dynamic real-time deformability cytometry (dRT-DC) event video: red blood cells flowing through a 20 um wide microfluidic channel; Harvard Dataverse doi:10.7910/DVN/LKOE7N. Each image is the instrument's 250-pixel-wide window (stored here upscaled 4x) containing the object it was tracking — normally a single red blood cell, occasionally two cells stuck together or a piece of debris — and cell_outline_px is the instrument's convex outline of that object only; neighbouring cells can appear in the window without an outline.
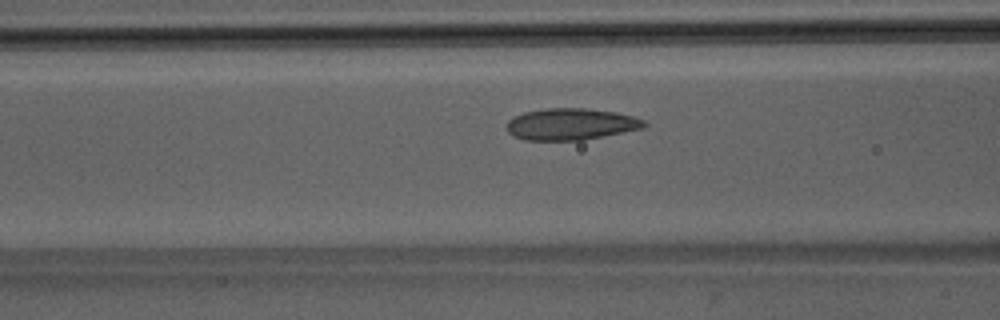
{"species": "Egyptian fruit bat (a non-hibernating species)", "species_latin": "Rousettus aegyptiacus", "temperature_condition": "room temperature", "stored_images_in_passage": 40, "camera_frame_rate_fps": 3000, "um_per_image_px": 0.085, "animal": {"sex": "male"}, "frame": {"image": 1, "passage_image": 10, "time_ms": 3.0, "image_size_px": [1000, 320], "cell_outline_px": [[648, 124], [644, 128], [580, 140], [524, 140], [512, 136], [508, 132], [508, 120], [524, 112], [544, 108], [584, 108], [616, 112], [632, 116], [644, 120]], "centroid_in_image_um": [48.52, 10.55], "position_along_channel_um": 118.1, "area_um2": 25.2}}
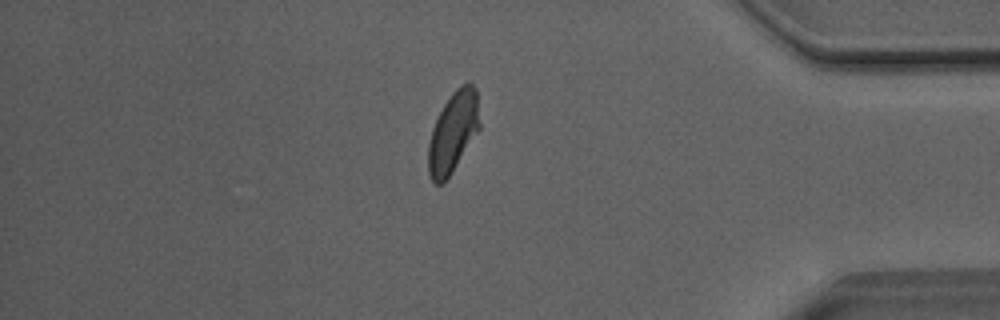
{"frame": {"image": 2, "passage_image": 33, "time_ms": 10.667, "image_size_px": [1000, 320], "cell_outline_px": [[480, 128], [452, 172], [440, 184], [436, 184], [432, 180], [428, 172], [428, 144], [432, 128], [444, 104], [452, 92], [460, 84], [468, 80], [476, 88], [480, 124]], "centroid_in_image_um": [38.52, 11.19], "position_along_channel_um": 396.7, "area_um2": 24.04}}
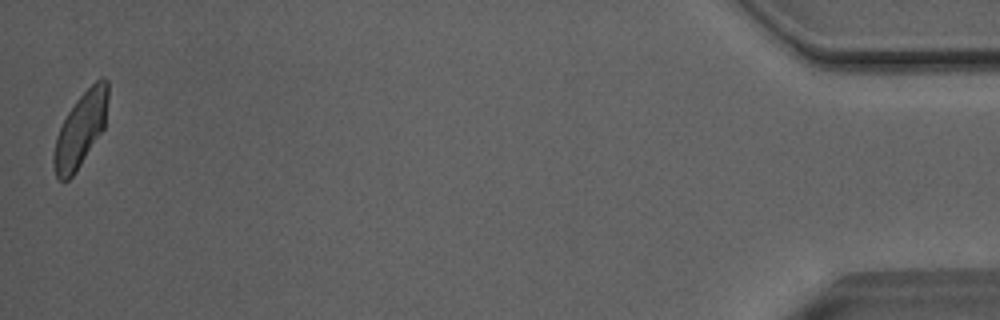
{"frame": {"image": 3, "passage_image": 40, "time_ms": 13.0, "image_size_px": [1000, 320], "cell_outline_px": [[108, 96], [104, 128], [76, 172], [68, 180], [60, 180], [56, 176], [52, 164], [52, 156], [56, 136], [68, 112], [76, 100], [96, 80], [104, 76], [108, 80]], "centroid_in_image_um": [6.84, 11.02], "position_along_channel_um": 428.4, "area_um2": 23.35}, "authors_computed_cell_mechanics": {"area_um2": 24.3627, "velocity_mm_per_s": 4.0375, "shape_relaxation_time_tau1_ms": 7.7802, "shape_relaxation_time_tau2_ms": 1.4623, "deformation_change_tau1": 0.1563, "deformation_change_tau2": 0.0655}}